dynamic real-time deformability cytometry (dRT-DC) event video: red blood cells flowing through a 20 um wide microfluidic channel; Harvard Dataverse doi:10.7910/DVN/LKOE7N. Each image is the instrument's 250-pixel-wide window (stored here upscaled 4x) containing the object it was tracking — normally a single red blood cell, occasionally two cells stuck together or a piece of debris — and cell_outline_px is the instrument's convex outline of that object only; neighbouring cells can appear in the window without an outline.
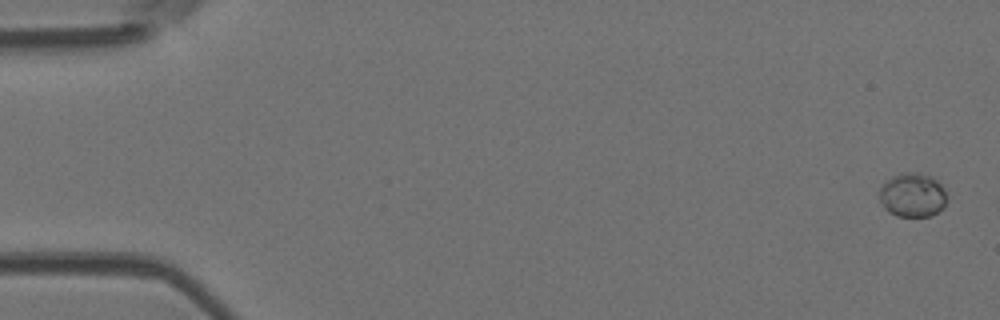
{"species": "Egyptian fruit bat (a non-hibernating species)", "species_latin": "Rousettus aegyptiacus", "temperature_condition": "room temperature", "stored_images_in_passage": 4, "camera_frame_rate_fps": 3000, "um_per_image_px": 0.085, "animal": {"sex": "female"}, "frame": {"image": 1, "passage_image": 1, "time_ms": 0.0, "image_size_px": [1000, 320], "cell_outline_px": [[948, 196], [944, 208], [932, 216], [896, 216], [888, 212], [884, 208], [880, 200], [880, 188], [884, 180], [892, 176], [904, 172], [920, 172], [932, 176], [940, 180]], "centroid_in_image_um": [77.6, 16.56], "position_along_channel_um": 7.4, "area_um2": 17.92}}